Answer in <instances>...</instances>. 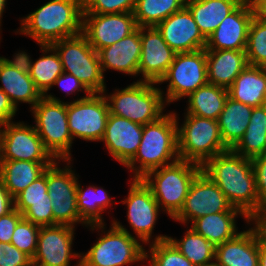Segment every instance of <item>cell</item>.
Listing matches in <instances>:
<instances>
[{"mask_svg": "<svg viewBox=\"0 0 266 266\" xmlns=\"http://www.w3.org/2000/svg\"><path fill=\"white\" fill-rule=\"evenodd\" d=\"M186 6V0H137L134 17L137 27H156Z\"/></svg>", "mask_w": 266, "mask_h": 266, "instance_id": "34", "label": "cell"}, {"mask_svg": "<svg viewBox=\"0 0 266 266\" xmlns=\"http://www.w3.org/2000/svg\"><path fill=\"white\" fill-rule=\"evenodd\" d=\"M72 160H66L67 167L61 169L59 162L47 167L48 196L51 198L54 225L73 226L81 222L89 226L79 215L77 210V183L78 178L68 166Z\"/></svg>", "mask_w": 266, "mask_h": 266, "instance_id": "12", "label": "cell"}, {"mask_svg": "<svg viewBox=\"0 0 266 266\" xmlns=\"http://www.w3.org/2000/svg\"><path fill=\"white\" fill-rule=\"evenodd\" d=\"M121 202L127 204V219L136 238L149 243L160 210L151 189L142 179L132 178L128 197Z\"/></svg>", "mask_w": 266, "mask_h": 266, "instance_id": "17", "label": "cell"}, {"mask_svg": "<svg viewBox=\"0 0 266 266\" xmlns=\"http://www.w3.org/2000/svg\"><path fill=\"white\" fill-rule=\"evenodd\" d=\"M143 125L109 113L105 143L109 154L124 166L135 156L141 142Z\"/></svg>", "mask_w": 266, "mask_h": 266, "instance_id": "21", "label": "cell"}, {"mask_svg": "<svg viewBox=\"0 0 266 266\" xmlns=\"http://www.w3.org/2000/svg\"><path fill=\"white\" fill-rule=\"evenodd\" d=\"M258 221L261 223V225L264 228H266V211H265L264 215Z\"/></svg>", "mask_w": 266, "mask_h": 266, "instance_id": "54", "label": "cell"}, {"mask_svg": "<svg viewBox=\"0 0 266 266\" xmlns=\"http://www.w3.org/2000/svg\"><path fill=\"white\" fill-rule=\"evenodd\" d=\"M187 97L186 114L218 120L229 93L226 88L207 83Z\"/></svg>", "mask_w": 266, "mask_h": 266, "instance_id": "31", "label": "cell"}, {"mask_svg": "<svg viewBox=\"0 0 266 266\" xmlns=\"http://www.w3.org/2000/svg\"><path fill=\"white\" fill-rule=\"evenodd\" d=\"M0 266H33L32 258L11 243L0 242Z\"/></svg>", "mask_w": 266, "mask_h": 266, "instance_id": "43", "label": "cell"}, {"mask_svg": "<svg viewBox=\"0 0 266 266\" xmlns=\"http://www.w3.org/2000/svg\"><path fill=\"white\" fill-rule=\"evenodd\" d=\"M177 120L179 118L177 119L176 113L169 112L158 120L143 125L142 138L137 153L125 165L133 171V179H141L149 171L179 160V122ZM136 163L140 165L137 166Z\"/></svg>", "mask_w": 266, "mask_h": 266, "instance_id": "3", "label": "cell"}, {"mask_svg": "<svg viewBox=\"0 0 266 266\" xmlns=\"http://www.w3.org/2000/svg\"><path fill=\"white\" fill-rule=\"evenodd\" d=\"M241 3L246 5L249 9L257 12L263 5L266 4V0H241Z\"/></svg>", "mask_w": 266, "mask_h": 266, "instance_id": "51", "label": "cell"}, {"mask_svg": "<svg viewBox=\"0 0 266 266\" xmlns=\"http://www.w3.org/2000/svg\"><path fill=\"white\" fill-rule=\"evenodd\" d=\"M83 0H50L21 20L20 34L51 45L82 33Z\"/></svg>", "mask_w": 266, "mask_h": 266, "instance_id": "2", "label": "cell"}, {"mask_svg": "<svg viewBox=\"0 0 266 266\" xmlns=\"http://www.w3.org/2000/svg\"><path fill=\"white\" fill-rule=\"evenodd\" d=\"M137 28L134 13H83L82 34L95 51L113 45Z\"/></svg>", "mask_w": 266, "mask_h": 266, "instance_id": "15", "label": "cell"}, {"mask_svg": "<svg viewBox=\"0 0 266 266\" xmlns=\"http://www.w3.org/2000/svg\"><path fill=\"white\" fill-rule=\"evenodd\" d=\"M232 150L249 159L266 153V104L253 107L247 129Z\"/></svg>", "mask_w": 266, "mask_h": 266, "instance_id": "33", "label": "cell"}, {"mask_svg": "<svg viewBox=\"0 0 266 266\" xmlns=\"http://www.w3.org/2000/svg\"><path fill=\"white\" fill-rule=\"evenodd\" d=\"M166 81H169L166 98L164 97L167 105L207 84L206 50L176 53L174 61L158 84Z\"/></svg>", "mask_w": 266, "mask_h": 266, "instance_id": "11", "label": "cell"}, {"mask_svg": "<svg viewBox=\"0 0 266 266\" xmlns=\"http://www.w3.org/2000/svg\"><path fill=\"white\" fill-rule=\"evenodd\" d=\"M2 160L55 162L34 126L9 122L0 127Z\"/></svg>", "mask_w": 266, "mask_h": 266, "instance_id": "14", "label": "cell"}, {"mask_svg": "<svg viewBox=\"0 0 266 266\" xmlns=\"http://www.w3.org/2000/svg\"><path fill=\"white\" fill-rule=\"evenodd\" d=\"M74 231L69 225L41 226L33 266H69L72 258H81L72 252Z\"/></svg>", "mask_w": 266, "mask_h": 266, "instance_id": "16", "label": "cell"}, {"mask_svg": "<svg viewBox=\"0 0 266 266\" xmlns=\"http://www.w3.org/2000/svg\"><path fill=\"white\" fill-rule=\"evenodd\" d=\"M51 45L59 54L63 72L74 75L91 93L106 92L98 52L82 33Z\"/></svg>", "mask_w": 266, "mask_h": 266, "instance_id": "9", "label": "cell"}, {"mask_svg": "<svg viewBox=\"0 0 266 266\" xmlns=\"http://www.w3.org/2000/svg\"><path fill=\"white\" fill-rule=\"evenodd\" d=\"M6 2H7L6 0H0V26H1V19L3 17L2 15H3L4 9L6 7Z\"/></svg>", "mask_w": 266, "mask_h": 266, "instance_id": "53", "label": "cell"}, {"mask_svg": "<svg viewBox=\"0 0 266 266\" xmlns=\"http://www.w3.org/2000/svg\"><path fill=\"white\" fill-rule=\"evenodd\" d=\"M193 265L210 266L215 264V246L190 228L180 240L167 238ZM213 259V260H212Z\"/></svg>", "mask_w": 266, "mask_h": 266, "instance_id": "36", "label": "cell"}, {"mask_svg": "<svg viewBox=\"0 0 266 266\" xmlns=\"http://www.w3.org/2000/svg\"><path fill=\"white\" fill-rule=\"evenodd\" d=\"M228 210L240 209L233 207L221 189L201 171L191 183L182 208L172 219L192 224L205 215Z\"/></svg>", "mask_w": 266, "mask_h": 266, "instance_id": "13", "label": "cell"}, {"mask_svg": "<svg viewBox=\"0 0 266 266\" xmlns=\"http://www.w3.org/2000/svg\"><path fill=\"white\" fill-rule=\"evenodd\" d=\"M40 227L41 226L22 218L15 227L11 238V244L33 258L37 248Z\"/></svg>", "mask_w": 266, "mask_h": 266, "instance_id": "40", "label": "cell"}, {"mask_svg": "<svg viewBox=\"0 0 266 266\" xmlns=\"http://www.w3.org/2000/svg\"><path fill=\"white\" fill-rule=\"evenodd\" d=\"M256 14L240 3L207 38L205 50H246L249 27Z\"/></svg>", "mask_w": 266, "mask_h": 266, "instance_id": "20", "label": "cell"}, {"mask_svg": "<svg viewBox=\"0 0 266 266\" xmlns=\"http://www.w3.org/2000/svg\"><path fill=\"white\" fill-rule=\"evenodd\" d=\"M167 238L166 235L156 236L150 244V254L145 251L150 266H195Z\"/></svg>", "mask_w": 266, "mask_h": 266, "instance_id": "37", "label": "cell"}, {"mask_svg": "<svg viewBox=\"0 0 266 266\" xmlns=\"http://www.w3.org/2000/svg\"><path fill=\"white\" fill-rule=\"evenodd\" d=\"M146 30V31H145ZM142 51L138 75L140 81L159 83L174 61L176 52L165 42L156 27H140Z\"/></svg>", "mask_w": 266, "mask_h": 266, "instance_id": "18", "label": "cell"}, {"mask_svg": "<svg viewBox=\"0 0 266 266\" xmlns=\"http://www.w3.org/2000/svg\"><path fill=\"white\" fill-rule=\"evenodd\" d=\"M156 28L176 53L195 52L206 48L207 39L200 32L186 6L160 22Z\"/></svg>", "mask_w": 266, "mask_h": 266, "instance_id": "19", "label": "cell"}, {"mask_svg": "<svg viewBox=\"0 0 266 266\" xmlns=\"http://www.w3.org/2000/svg\"><path fill=\"white\" fill-rule=\"evenodd\" d=\"M257 14L264 20H266V4L263 5L258 11Z\"/></svg>", "mask_w": 266, "mask_h": 266, "instance_id": "52", "label": "cell"}, {"mask_svg": "<svg viewBox=\"0 0 266 266\" xmlns=\"http://www.w3.org/2000/svg\"><path fill=\"white\" fill-rule=\"evenodd\" d=\"M22 217L39 226H54L51 201L31 203V206L22 213Z\"/></svg>", "mask_w": 266, "mask_h": 266, "instance_id": "42", "label": "cell"}, {"mask_svg": "<svg viewBox=\"0 0 266 266\" xmlns=\"http://www.w3.org/2000/svg\"><path fill=\"white\" fill-rule=\"evenodd\" d=\"M22 218V214L15 208L0 217V242L11 243L15 227Z\"/></svg>", "mask_w": 266, "mask_h": 266, "instance_id": "45", "label": "cell"}, {"mask_svg": "<svg viewBox=\"0 0 266 266\" xmlns=\"http://www.w3.org/2000/svg\"><path fill=\"white\" fill-rule=\"evenodd\" d=\"M36 132L56 160H71L72 136L68 128L67 103L46 93L30 110Z\"/></svg>", "mask_w": 266, "mask_h": 266, "instance_id": "6", "label": "cell"}, {"mask_svg": "<svg viewBox=\"0 0 266 266\" xmlns=\"http://www.w3.org/2000/svg\"><path fill=\"white\" fill-rule=\"evenodd\" d=\"M254 224L253 228L215 247L217 266H259L258 221Z\"/></svg>", "mask_w": 266, "mask_h": 266, "instance_id": "23", "label": "cell"}, {"mask_svg": "<svg viewBox=\"0 0 266 266\" xmlns=\"http://www.w3.org/2000/svg\"><path fill=\"white\" fill-rule=\"evenodd\" d=\"M259 266H266V228L258 221Z\"/></svg>", "mask_w": 266, "mask_h": 266, "instance_id": "50", "label": "cell"}, {"mask_svg": "<svg viewBox=\"0 0 266 266\" xmlns=\"http://www.w3.org/2000/svg\"><path fill=\"white\" fill-rule=\"evenodd\" d=\"M77 210L80 217L91 227L92 230L105 229L104 220H102V212L111 204V198L107 191L95 186H88L83 191L79 181L77 183L76 196Z\"/></svg>", "mask_w": 266, "mask_h": 266, "instance_id": "32", "label": "cell"}, {"mask_svg": "<svg viewBox=\"0 0 266 266\" xmlns=\"http://www.w3.org/2000/svg\"><path fill=\"white\" fill-rule=\"evenodd\" d=\"M43 56L32 62L30 77L36 88L44 96L59 75L63 73L59 54L52 45H40ZM51 52V54L46 55Z\"/></svg>", "mask_w": 266, "mask_h": 266, "instance_id": "35", "label": "cell"}, {"mask_svg": "<svg viewBox=\"0 0 266 266\" xmlns=\"http://www.w3.org/2000/svg\"><path fill=\"white\" fill-rule=\"evenodd\" d=\"M2 58L4 59L5 62H7L9 65L13 66L17 70L30 74L32 60L26 52L24 51L18 52L16 55H14L13 60H9L5 57Z\"/></svg>", "mask_w": 266, "mask_h": 266, "instance_id": "48", "label": "cell"}, {"mask_svg": "<svg viewBox=\"0 0 266 266\" xmlns=\"http://www.w3.org/2000/svg\"><path fill=\"white\" fill-rule=\"evenodd\" d=\"M110 228L81 254L76 266H124L146 260L143 245L120 222L113 220Z\"/></svg>", "mask_w": 266, "mask_h": 266, "instance_id": "7", "label": "cell"}, {"mask_svg": "<svg viewBox=\"0 0 266 266\" xmlns=\"http://www.w3.org/2000/svg\"><path fill=\"white\" fill-rule=\"evenodd\" d=\"M54 85H59L62 90L67 91L66 95L70 93H75V91H84L87 94H91V92L85 87V85L74 75L69 73L63 72L61 75L58 76Z\"/></svg>", "mask_w": 266, "mask_h": 266, "instance_id": "46", "label": "cell"}, {"mask_svg": "<svg viewBox=\"0 0 266 266\" xmlns=\"http://www.w3.org/2000/svg\"><path fill=\"white\" fill-rule=\"evenodd\" d=\"M54 162H30L23 160H2L0 178L9 194L15 198Z\"/></svg>", "mask_w": 266, "mask_h": 266, "instance_id": "29", "label": "cell"}, {"mask_svg": "<svg viewBox=\"0 0 266 266\" xmlns=\"http://www.w3.org/2000/svg\"><path fill=\"white\" fill-rule=\"evenodd\" d=\"M245 51L248 65L266 68V20L258 14L251 21Z\"/></svg>", "mask_w": 266, "mask_h": 266, "instance_id": "38", "label": "cell"}, {"mask_svg": "<svg viewBox=\"0 0 266 266\" xmlns=\"http://www.w3.org/2000/svg\"><path fill=\"white\" fill-rule=\"evenodd\" d=\"M202 171L252 222L264 215L266 207L259 200L251 159L228 149L209 159Z\"/></svg>", "mask_w": 266, "mask_h": 266, "instance_id": "1", "label": "cell"}, {"mask_svg": "<svg viewBox=\"0 0 266 266\" xmlns=\"http://www.w3.org/2000/svg\"><path fill=\"white\" fill-rule=\"evenodd\" d=\"M14 209V198L5 188L2 179L0 178V217L7 215Z\"/></svg>", "mask_w": 266, "mask_h": 266, "instance_id": "49", "label": "cell"}, {"mask_svg": "<svg viewBox=\"0 0 266 266\" xmlns=\"http://www.w3.org/2000/svg\"><path fill=\"white\" fill-rule=\"evenodd\" d=\"M17 110L10 102L7 94L0 89V127L6 123L12 122Z\"/></svg>", "mask_w": 266, "mask_h": 266, "instance_id": "47", "label": "cell"}, {"mask_svg": "<svg viewBox=\"0 0 266 266\" xmlns=\"http://www.w3.org/2000/svg\"><path fill=\"white\" fill-rule=\"evenodd\" d=\"M137 0H83V13L112 14L134 12Z\"/></svg>", "mask_w": 266, "mask_h": 266, "instance_id": "41", "label": "cell"}, {"mask_svg": "<svg viewBox=\"0 0 266 266\" xmlns=\"http://www.w3.org/2000/svg\"><path fill=\"white\" fill-rule=\"evenodd\" d=\"M238 214L244 217L247 223L251 221L241 210H228L200 217L192 223L191 228L216 247L240 233L235 223Z\"/></svg>", "mask_w": 266, "mask_h": 266, "instance_id": "27", "label": "cell"}, {"mask_svg": "<svg viewBox=\"0 0 266 266\" xmlns=\"http://www.w3.org/2000/svg\"><path fill=\"white\" fill-rule=\"evenodd\" d=\"M47 188V168L44 173L14 198V208L21 214L31 203L49 202Z\"/></svg>", "mask_w": 266, "mask_h": 266, "instance_id": "39", "label": "cell"}, {"mask_svg": "<svg viewBox=\"0 0 266 266\" xmlns=\"http://www.w3.org/2000/svg\"><path fill=\"white\" fill-rule=\"evenodd\" d=\"M228 150L224 145L218 120L186 114L178 124V153L180 160L203 166L215 155Z\"/></svg>", "mask_w": 266, "mask_h": 266, "instance_id": "8", "label": "cell"}, {"mask_svg": "<svg viewBox=\"0 0 266 266\" xmlns=\"http://www.w3.org/2000/svg\"><path fill=\"white\" fill-rule=\"evenodd\" d=\"M241 0H186L200 32L207 39Z\"/></svg>", "mask_w": 266, "mask_h": 266, "instance_id": "28", "label": "cell"}, {"mask_svg": "<svg viewBox=\"0 0 266 266\" xmlns=\"http://www.w3.org/2000/svg\"><path fill=\"white\" fill-rule=\"evenodd\" d=\"M157 83L137 80L114 94L106 95L110 114L117 115L140 125L158 120L165 108L163 91L153 86Z\"/></svg>", "mask_w": 266, "mask_h": 266, "instance_id": "5", "label": "cell"}, {"mask_svg": "<svg viewBox=\"0 0 266 266\" xmlns=\"http://www.w3.org/2000/svg\"><path fill=\"white\" fill-rule=\"evenodd\" d=\"M141 51L140 27H137L122 40L97 51L102 73L113 69L128 75H138Z\"/></svg>", "mask_w": 266, "mask_h": 266, "instance_id": "22", "label": "cell"}, {"mask_svg": "<svg viewBox=\"0 0 266 266\" xmlns=\"http://www.w3.org/2000/svg\"><path fill=\"white\" fill-rule=\"evenodd\" d=\"M0 81L2 82L0 89L7 94L16 110L19 102L31 104L32 109L43 97L30 74L17 70L2 57H0Z\"/></svg>", "mask_w": 266, "mask_h": 266, "instance_id": "26", "label": "cell"}, {"mask_svg": "<svg viewBox=\"0 0 266 266\" xmlns=\"http://www.w3.org/2000/svg\"><path fill=\"white\" fill-rule=\"evenodd\" d=\"M2 163V151H1V130H0V166Z\"/></svg>", "mask_w": 266, "mask_h": 266, "instance_id": "55", "label": "cell"}, {"mask_svg": "<svg viewBox=\"0 0 266 266\" xmlns=\"http://www.w3.org/2000/svg\"><path fill=\"white\" fill-rule=\"evenodd\" d=\"M208 83L228 89L247 67L245 50H206Z\"/></svg>", "mask_w": 266, "mask_h": 266, "instance_id": "24", "label": "cell"}, {"mask_svg": "<svg viewBox=\"0 0 266 266\" xmlns=\"http://www.w3.org/2000/svg\"><path fill=\"white\" fill-rule=\"evenodd\" d=\"M229 97L258 107L266 104V68L247 65L228 88Z\"/></svg>", "mask_w": 266, "mask_h": 266, "instance_id": "25", "label": "cell"}, {"mask_svg": "<svg viewBox=\"0 0 266 266\" xmlns=\"http://www.w3.org/2000/svg\"><path fill=\"white\" fill-rule=\"evenodd\" d=\"M109 113L104 93H91L67 102L68 128L72 139L101 141Z\"/></svg>", "mask_w": 266, "mask_h": 266, "instance_id": "10", "label": "cell"}, {"mask_svg": "<svg viewBox=\"0 0 266 266\" xmlns=\"http://www.w3.org/2000/svg\"><path fill=\"white\" fill-rule=\"evenodd\" d=\"M253 107L228 97L218 118L224 145L232 149L243 137L250 122Z\"/></svg>", "mask_w": 266, "mask_h": 266, "instance_id": "30", "label": "cell"}, {"mask_svg": "<svg viewBox=\"0 0 266 266\" xmlns=\"http://www.w3.org/2000/svg\"><path fill=\"white\" fill-rule=\"evenodd\" d=\"M201 171L202 166L179 159L149 171L141 179L151 189L160 208L173 218L182 208L191 183Z\"/></svg>", "mask_w": 266, "mask_h": 266, "instance_id": "4", "label": "cell"}, {"mask_svg": "<svg viewBox=\"0 0 266 266\" xmlns=\"http://www.w3.org/2000/svg\"><path fill=\"white\" fill-rule=\"evenodd\" d=\"M260 202L266 207V153L251 159Z\"/></svg>", "mask_w": 266, "mask_h": 266, "instance_id": "44", "label": "cell"}]
</instances>
